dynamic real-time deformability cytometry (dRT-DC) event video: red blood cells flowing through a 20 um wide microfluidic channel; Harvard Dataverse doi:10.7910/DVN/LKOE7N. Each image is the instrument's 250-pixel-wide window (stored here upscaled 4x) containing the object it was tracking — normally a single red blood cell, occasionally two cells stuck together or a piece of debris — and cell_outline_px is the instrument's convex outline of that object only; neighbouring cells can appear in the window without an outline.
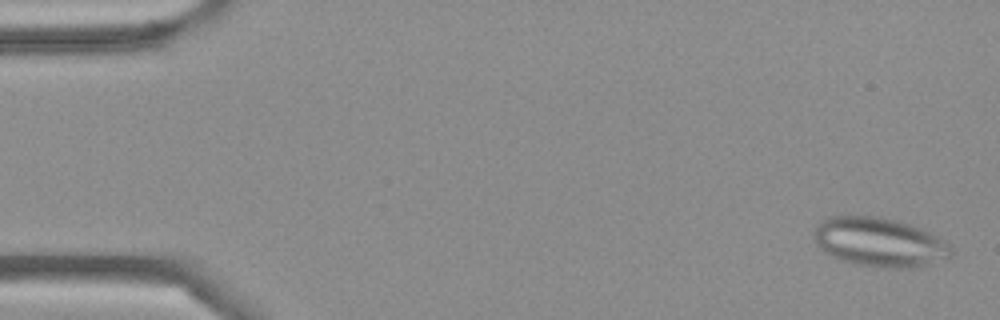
{"species": "Egyptian fruit bat (a non-hibernating species)", "species_latin": "Rousettus aegyptiacus", "temperature_condition": "cold", "stored_images_in_passage": 4, "camera_frame_rate_fps": 3000, "um_per_image_px": 0.085, "frame": {"image": 1, "passage_image": 1, "time_ms": 0.0, "image_size_px": [1000, 320], "cell_outline_px": [[952, 252], [948, 256], [920, 268], [880, 268], [852, 264], [832, 256], [824, 252], [816, 244], [816, 228], [828, 216], [876, 216], [908, 224], [920, 228], [952, 244]], "centroid_in_image_um": [74.77, 20.61], "position_along_channel_um": 10.2, "area_um2": 39.02}}